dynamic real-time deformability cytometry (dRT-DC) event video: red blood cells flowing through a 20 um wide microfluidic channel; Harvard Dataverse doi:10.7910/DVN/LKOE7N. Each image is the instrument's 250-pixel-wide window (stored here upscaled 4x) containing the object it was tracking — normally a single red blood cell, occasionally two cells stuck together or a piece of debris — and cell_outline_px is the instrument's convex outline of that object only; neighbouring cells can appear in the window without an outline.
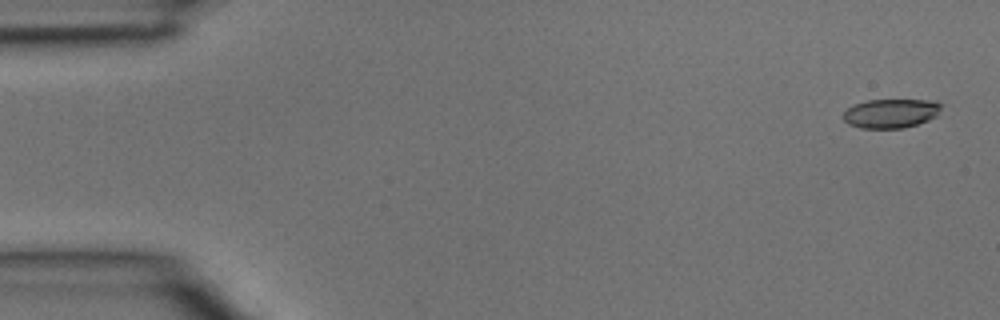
{"species": "common noctule bat (a hibernating species)", "species_latin": "Nyctalus noctula", "temperature_condition": "room temperature", "stored_images_in_passage": 4, "camera_frame_rate_fps": 3000, "um_per_image_px": 0.085, "animal": {"sex": "male", "body_mass_g": 15.6}, "frame": {"image": 1, "passage_image": 1, "time_ms": 0.0, "image_size_px": [1000, 320], "cell_outline_px": [[944, 104], [936, 116], [928, 120], [904, 128], [860, 128], [848, 124], [844, 120], [844, 112], [852, 104], [868, 100], [936, 100]], "centroid_in_image_um": [75.75, 9.62], "position_along_channel_um": 9.3, "area_um2": 16.76}}